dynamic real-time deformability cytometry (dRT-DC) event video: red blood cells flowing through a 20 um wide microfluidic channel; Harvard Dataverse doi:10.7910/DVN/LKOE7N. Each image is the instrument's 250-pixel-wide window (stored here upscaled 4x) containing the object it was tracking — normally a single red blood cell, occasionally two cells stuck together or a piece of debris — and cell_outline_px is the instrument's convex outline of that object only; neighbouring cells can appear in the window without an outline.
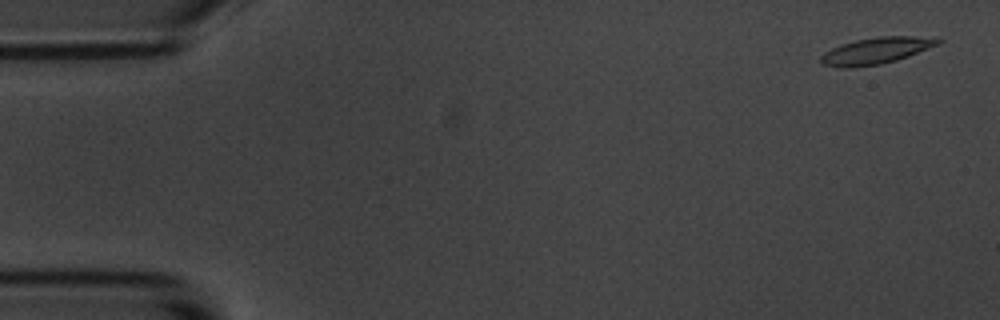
{"species": "common noctule bat (a hibernating species)", "species_latin": "Nyctalus noctula", "temperature_condition": "room temperature", "stored_images_in_passage": 5, "camera_frame_rate_fps": 3000, "um_per_image_px": 0.085, "animal": {"sex": "male", "body_mass_g": 20.1, "forearm_length_mm": 53.5}, "frame": {"image": 1, "passage_image": 1, "time_ms": 0.0, "image_size_px": [1000, 320], "cell_outline_px": [[944, 40], [940, 44], [908, 56], [896, 60], [880, 64], [848, 68], [840, 68], [824, 64], [820, 60], [820, 56], [824, 52], [840, 44], [856, 40], [880, 36], [912, 36]], "centroid_in_image_um": [74.44, 4.31], "position_along_channel_um": 10.6, "area_um2": 17.92}}
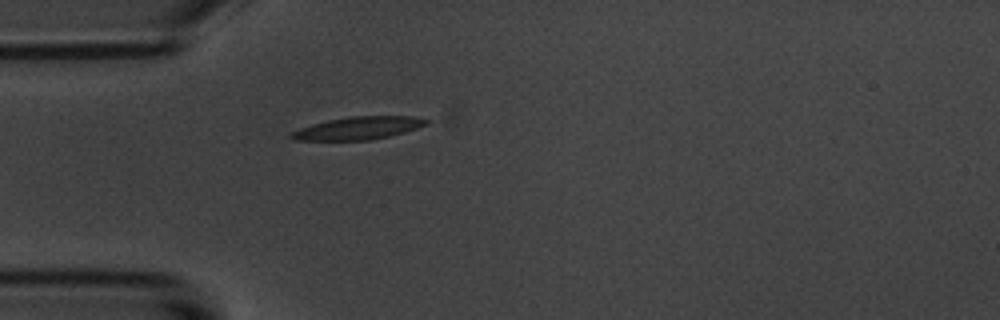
{"frame": {"image": 2, "passage_image": 5, "time_ms": 4.667, "image_size_px": [1000, 320], "cell_outline_px": [[432, 120], [428, 124], [404, 132], [388, 136], [368, 140], [296, 140], [288, 136], [292, 132], [300, 128], [312, 124], [328, 120], [352, 116], [412, 116]], "centroid_in_image_um": [30.47, 10.88], "position_along_channel_um": 54.5, "area_um2": 17.74}}